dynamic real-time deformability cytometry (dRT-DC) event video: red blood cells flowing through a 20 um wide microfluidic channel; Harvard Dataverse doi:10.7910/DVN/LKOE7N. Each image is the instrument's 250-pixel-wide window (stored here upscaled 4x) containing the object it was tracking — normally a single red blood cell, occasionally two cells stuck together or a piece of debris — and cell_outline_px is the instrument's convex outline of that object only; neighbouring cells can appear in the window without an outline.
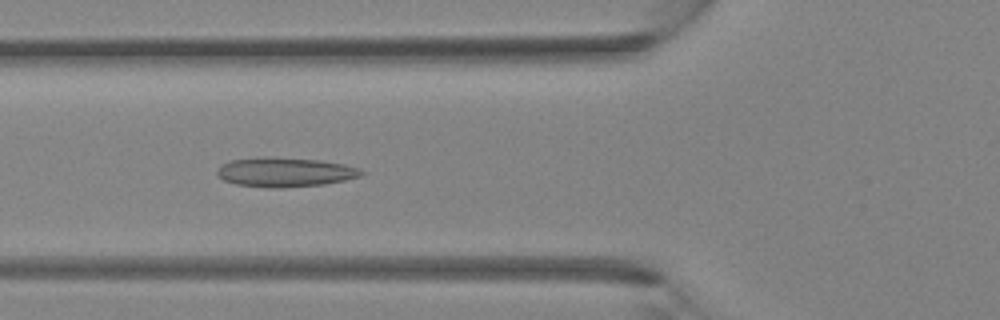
{"species": "Egyptian fruit bat (a non-hibernating species)", "species_latin": "Rousettus aegyptiacus", "temperature_condition": "room temperature", "stored_images_in_passage": 40, "camera_frame_rate_fps": 3000, "um_per_image_px": 0.085, "animal": {"sex": "female"}, "frame": {"image": 1, "passage_image": 15, "time_ms": 4.667, "image_size_px": [1000, 320], "cell_outline_px": [[364, 172], [360, 176], [344, 180], [324, 184], [280, 188], [268, 188], [236, 184], [224, 180], [216, 176], [216, 172], [220, 164], [232, 160], [264, 156], [272, 156], [320, 160], [344, 164], [356, 168]], "centroid_in_image_um": [24.16, 14.62], "position_along_channel_um": 101.6, "area_um2": 24.85}}
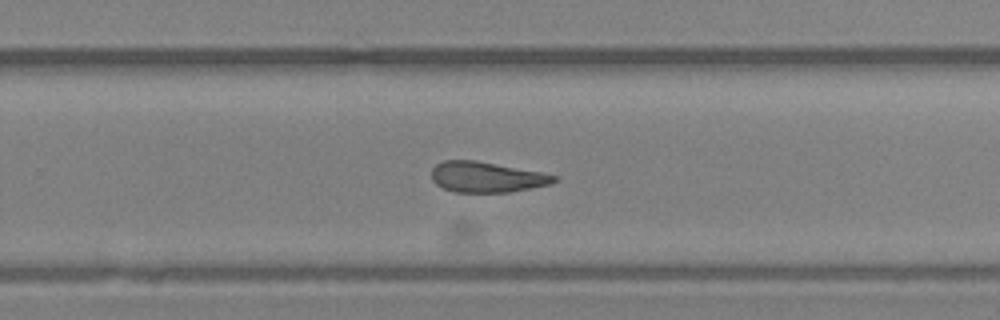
{"frame": {"image": 2, "passage_image": 26, "time_ms": 8.333, "image_size_px": [1000, 320], "cell_outline_px": [[560, 176], [552, 184], [532, 188], [508, 192], [456, 192], [444, 188], [436, 184], [432, 180], [432, 168], [436, 164], [444, 160], [476, 160], [540, 172]], "centroid_in_image_um": [41.37, 15.05], "position_along_channel_um": 288.4, "area_um2": 21.79}}
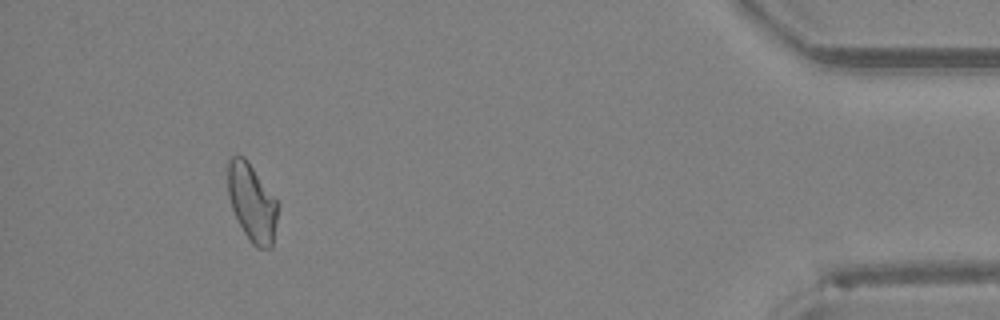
{"frame": {"image": 3, "passage_image": 37, "time_ms": 12.0, "image_size_px": [1000, 320], "cell_outline_px": [[280, 204], [272, 248], [260, 248], [252, 244], [244, 232], [232, 208], [228, 196], [228, 160], [232, 156], [244, 156], [248, 160]], "centroid_in_image_um": [21.45, 17.21], "position_along_channel_um": 413.8, "area_um2": 22.72}}